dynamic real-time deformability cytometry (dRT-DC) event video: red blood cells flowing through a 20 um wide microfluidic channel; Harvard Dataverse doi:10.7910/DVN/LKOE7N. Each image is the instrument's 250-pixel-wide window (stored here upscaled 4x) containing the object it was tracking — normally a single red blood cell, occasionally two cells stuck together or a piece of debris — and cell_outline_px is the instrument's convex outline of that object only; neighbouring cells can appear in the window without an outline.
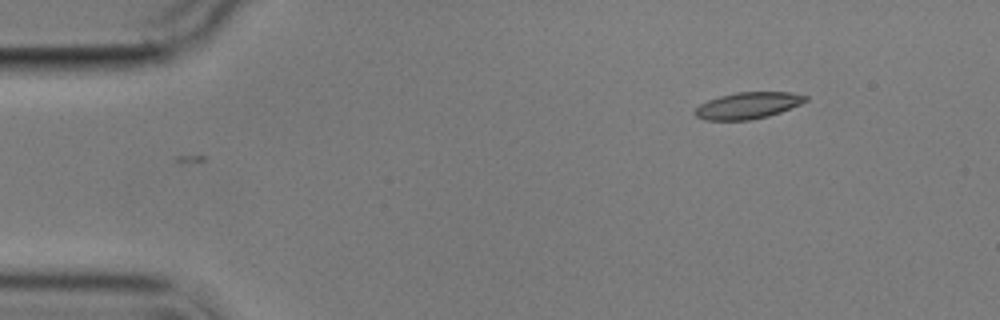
{"species": "common noctule bat (a hibernating species)", "species_latin": "Nyctalus noctula", "temperature_condition": "cold", "stored_images_in_passage": 2, "camera_frame_rate_fps": 3000, "um_per_image_px": 0.085, "animal": {"sex": "male", "body_mass_g": 17.9}, "frame": {"image": 1, "passage_image": 2, "time_ms": 1.333, "image_size_px": [1000, 320], "cell_outline_px": [[808, 100], [800, 104], [780, 112], [768, 116], [748, 120], [704, 120], [696, 116], [692, 112], [700, 104], [708, 100], [720, 96], [736, 92], [792, 92], [808, 96]], "centroid_in_image_um": [63.56, 8.96], "position_along_channel_um": 21.4, "area_um2": 17.11}}